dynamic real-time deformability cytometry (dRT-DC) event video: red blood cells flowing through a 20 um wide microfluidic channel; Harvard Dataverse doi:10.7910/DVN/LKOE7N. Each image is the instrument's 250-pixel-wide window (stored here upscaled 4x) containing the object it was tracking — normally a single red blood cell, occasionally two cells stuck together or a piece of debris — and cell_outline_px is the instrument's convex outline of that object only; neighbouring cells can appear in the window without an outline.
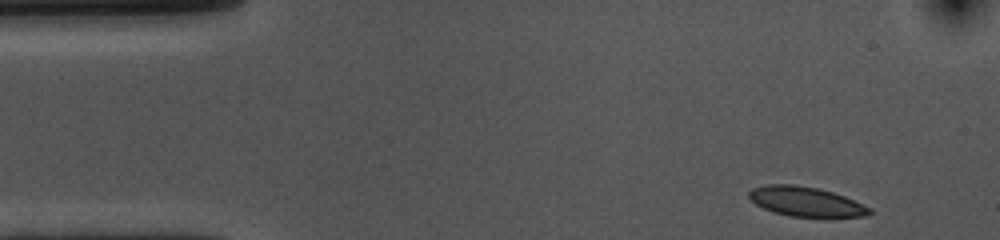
{"species": "common noctule bat (a hibernating species)", "species_latin": "Nyctalus noctula", "temperature_condition": "cold", "stored_images_in_passage": 41, "camera_frame_rate_fps": 3000, "um_per_image_px": 0.085, "animal": {"sex": "female", "body_mass_g": 10.0, "forearm_length_mm": 53.1}, "frame": {"image": 1, "passage_image": 1, "time_ms": 0.0, "image_size_px": [1000, 240], "cell_outline_px": [[872, 212], [868, 216], [792, 216], [772, 212], [756, 204], [748, 196], [748, 192], [752, 188], [768, 184], [792, 184], [816, 188], [832, 192], [844, 196], [872, 208]], "centroid_in_image_um": [68.48, 17.13], "position_along_channel_um": 16.5, "area_um2": 20.52}}
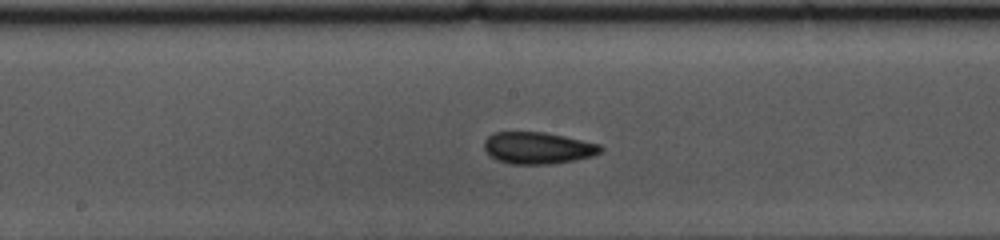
{"frame": {"image": 2, "passage_image": 23, "time_ms": 7.333, "image_size_px": [1000, 240], "cell_outline_px": [[604, 148], [600, 152], [592, 156], [572, 160], [548, 164], [512, 164], [500, 160], [492, 156], [484, 148], [484, 140], [492, 132], [544, 132], [564, 136], [600, 144]], "centroid_in_image_um": [45.72, 12.56], "position_along_channel_um": 202.5, "area_um2": 21.33}}
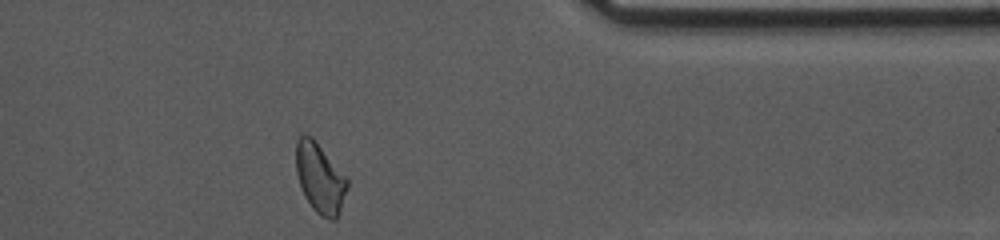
{"frame": {"image": 3, "passage_image": 40, "time_ms": 13.0, "image_size_px": [1000, 240], "cell_outline_px": [[348, 188], [340, 212], [336, 220], [332, 220], [320, 216], [312, 208], [304, 196], [296, 172], [296, 140], [300, 136], [312, 136], [316, 140], [348, 180]], "centroid_in_image_um": [27.2, 15.17], "position_along_channel_um": 384.2, "area_um2": 20.87}, "authors_computed_cell_mechanics": {"area_um2": 21.1548, "velocity_mm_per_s": 3.5732, "shape_relaxation_time_tau1_ms": null, "shape_relaxation_time_tau2_ms": 3.9871, "deformation_change_tau1": null, "deformation_change_tau2": 0.0843}}